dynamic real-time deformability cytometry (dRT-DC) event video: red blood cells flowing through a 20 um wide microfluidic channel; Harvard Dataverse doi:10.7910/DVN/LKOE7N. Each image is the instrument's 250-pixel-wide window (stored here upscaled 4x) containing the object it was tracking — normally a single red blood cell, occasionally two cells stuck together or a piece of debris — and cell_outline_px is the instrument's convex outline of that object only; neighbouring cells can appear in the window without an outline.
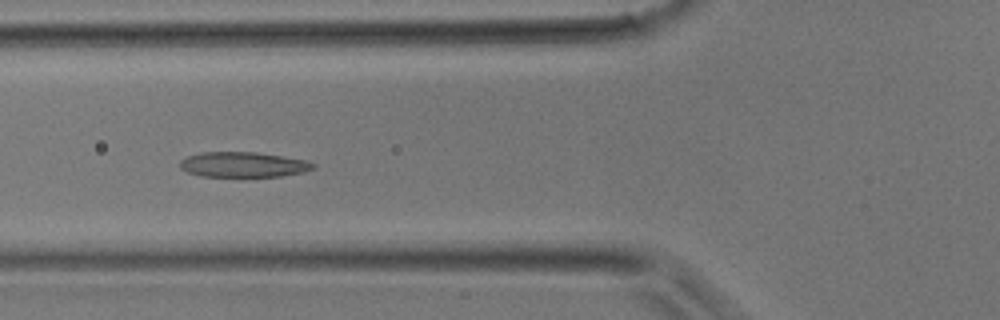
{"species": "common noctule bat (a hibernating species)", "species_latin": "Nyctalus noctula", "temperature_condition": "room temperature", "stored_images_in_passage": 32, "segment_of_instrument_passage": [1, 2], "camera_frame_rate_fps": 3000, "um_per_image_px": 0.085, "animal": {"sex": "male", "body_mass_g": 17.9}, "frame": {"image": 1, "passage_image": 8, "time_ms": 2.333, "image_size_px": [1000, 320], "cell_outline_px": [[316, 168], [304, 172], [280, 176], [200, 176], [188, 172], [180, 168], [180, 160], [188, 156], [200, 152], [256, 152], [308, 160], [316, 164]], "centroid_in_image_um": [20.71, 13.98], "position_along_channel_um": 105.1, "area_um2": 19.59}}
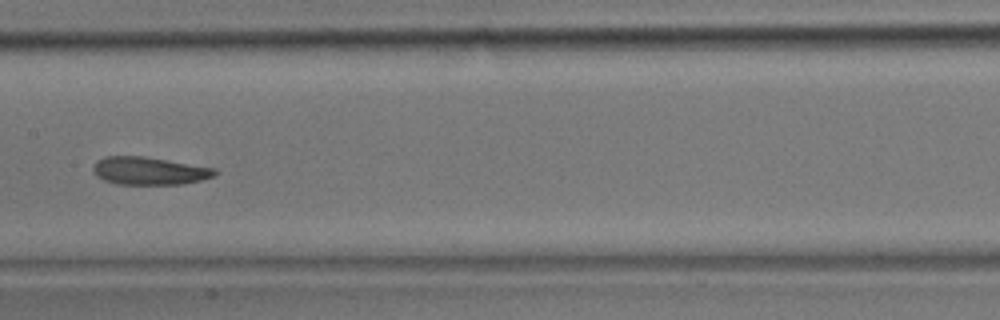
{"frame": {"image": 2, "passage_image": 13, "time_ms": 4.0, "image_size_px": [1000, 320], "cell_outline_px": [[220, 172], [216, 176], [184, 184], [120, 184], [104, 180], [96, 176], [92, 168], [96, 160], [104, 156], [144, 156], [216, 168]], "centroid_in_image_um": [12.71, 14.52], "position_along_channel_um": 194.7, "area_um2": 19.88}}
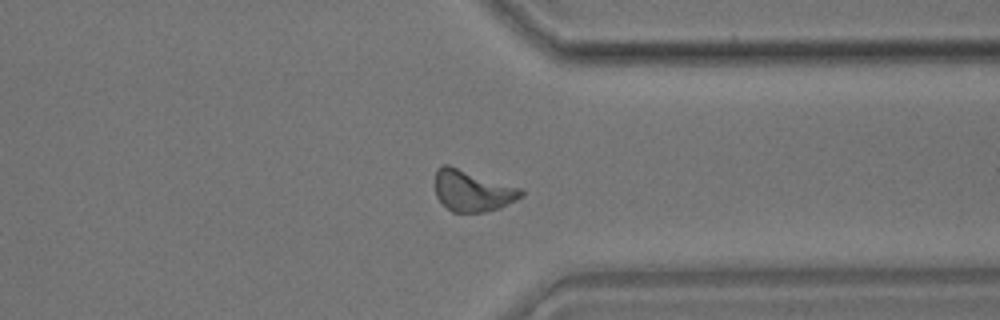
{"frame": {"image": 3, "passage_image": 23, "time_ms": 7.333, "image_size_px": [1000, 320], "cell_outline_px": [[524, 196], [500, 208], [484, 212], [452, 212], [436, 196], [436, 168], [444, 164], [448, 164], [520, 188], [524, 192]], "centroid_in_image_um": [40.16, 16.21], "position_along_channel_um": 371.2, "area_um2": 20.52}}